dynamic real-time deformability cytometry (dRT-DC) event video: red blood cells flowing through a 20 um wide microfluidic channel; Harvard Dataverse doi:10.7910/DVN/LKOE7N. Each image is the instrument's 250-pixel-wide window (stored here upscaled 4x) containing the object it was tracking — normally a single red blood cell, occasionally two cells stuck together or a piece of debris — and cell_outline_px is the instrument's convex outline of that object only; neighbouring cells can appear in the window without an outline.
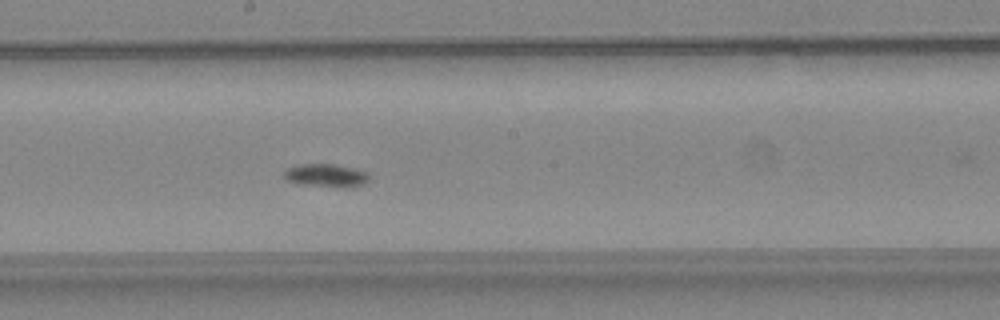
{"species": "common noctule bat (a hibernating species)", "species_latin": "Nyctalus noctula", "temperature_condition": "warm", "stored_images_in_passage": 51, "camera_frame_rate_fps": 3000, "um_per_image_px": 0.085, "animal": {"sex": "female", "body_mass_g": 24.6, "forearm_length_mm": 56.2}, "frame": {"image": 1, "passage_image": 28, "time_ms": 9.0, "image_size_px": [1000, 320], "cell_outline_px": [[372, 176], [364, 184], [304, 184], [288, 180], [284, 176], [284, 172], [288, 168], [300, 164], [332, 164], [352, 168], [368, 172]], "centroid_in_image_um": [27.71, 14.84], "position_along_channel_um": 220.5, "area_um2": 10.46}}
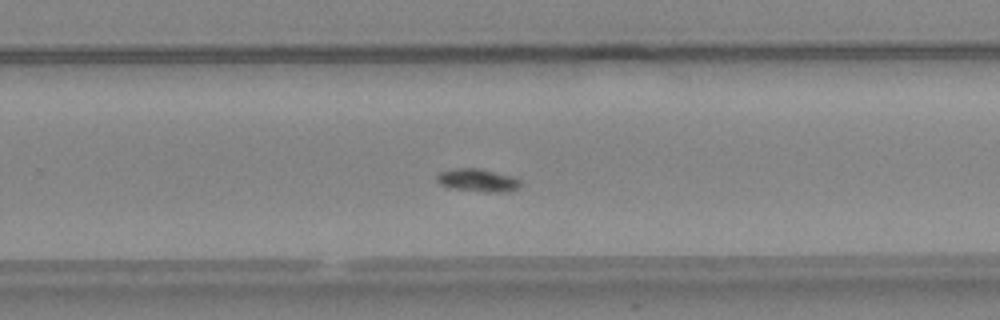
{"frame": {"image": 2, "passage_image": 33, "time_ms": 10.667, "image_size_px": [1000, 320], "cell_outline_px": [[520, 188], [508, 192], [484, 192], [448, 188], [440, 184], [436, 180], [436, 172], [456, 168], [476, 168], [512, 176], [520, 180]], "centroid_in_image_um": [40.57, 15.33], "position_along_channel_um": 289.2, "area_um2": 11.33}}